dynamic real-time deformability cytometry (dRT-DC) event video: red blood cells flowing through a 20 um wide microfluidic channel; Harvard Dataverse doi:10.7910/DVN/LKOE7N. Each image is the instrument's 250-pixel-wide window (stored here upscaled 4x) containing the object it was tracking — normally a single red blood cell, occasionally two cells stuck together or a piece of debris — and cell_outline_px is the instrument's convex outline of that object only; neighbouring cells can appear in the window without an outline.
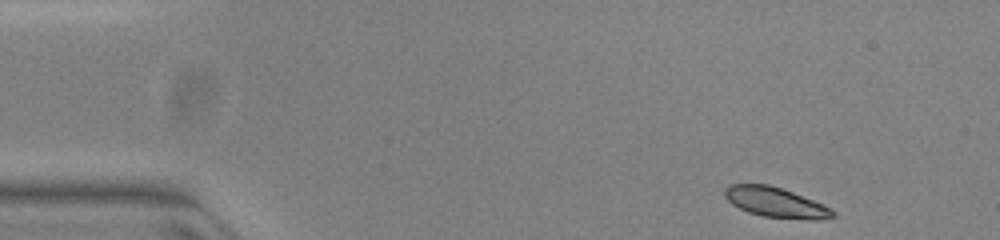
{"species": "common noctule bat (a hibernating species)", "species_latin": "Nyctalus noctula", "temperature_condition": "warm", "stored_images_in_passage": 48, "camera_frame_rate_fps": 3000, "um_per_image_px": 0.085, "animal": {"sex": "female", "body_mass_g": 23.0, "forearm_length_mm": 53.4}, "frame": {"image": 1, "passage_image": 1, "time_ms": 0.0, "image_size_px": [1000, 240], "cell_outline_px": [[836, 216], [816, 220], [812, 220], [764, 216], [748, 212], [732, 204], [724, 196], [724, 188], [728, 184], [768, 184], [792, 192], [824, 204], [832, 208], [836, 212]], "centroid_in_image_um": [65.94, 17.2], "position_along_channel_um": 19.1, "area_um2": 18.9}}
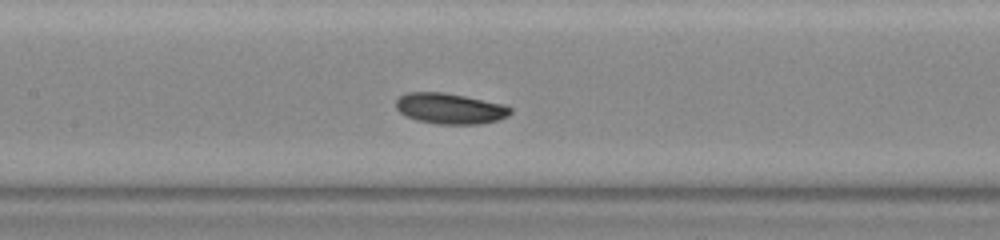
{"frame": {"image": 2, "passage_image": 20, "time_ms": 6.333, "image_size_px": [1000, 240], "cell_outline_px": [[512, 112], [508, 116], [500, 120], [480, 124], [436, 124], [416, 120], [400, 112], [396, 108], [396, 100], [400, 96], [408, 92], [444, 92], [504, 104], [512, 108]], "centroid_in_image_um": [38.28, 9.23], "position_along_channel_um": 169.1, "area_um2": 20.58}}
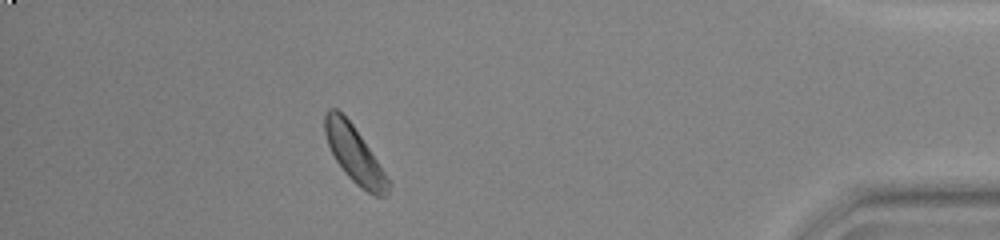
{"frame": {"image": 3, "passage_image": 42, "time_ms": 13.667, "image_size_px": [1000, 240], "cell_outline_px": [[392, 184], [388, 196], [376, 196], [360, 188], [344, 172], [336, 160], [328, 144], [324, 132], [324, 112], [328, 108], [336, 108], [352, 124]], "centroid_in_image_um": [30.12, 13.14], "position_along_channel_um": 405.1, "area_um2": 20.52}, "authors_computed_cell_mechanics": {"area_um2": 20.4323, "velocity_mm_per_s": 3.8985, "shape_relaxation_time_tau1_ms": 0.9351, "shape_relaxation_time_tau2_ms": null, "deformation_change_tau1": 0.055, "deformation_change_tau2": null}}